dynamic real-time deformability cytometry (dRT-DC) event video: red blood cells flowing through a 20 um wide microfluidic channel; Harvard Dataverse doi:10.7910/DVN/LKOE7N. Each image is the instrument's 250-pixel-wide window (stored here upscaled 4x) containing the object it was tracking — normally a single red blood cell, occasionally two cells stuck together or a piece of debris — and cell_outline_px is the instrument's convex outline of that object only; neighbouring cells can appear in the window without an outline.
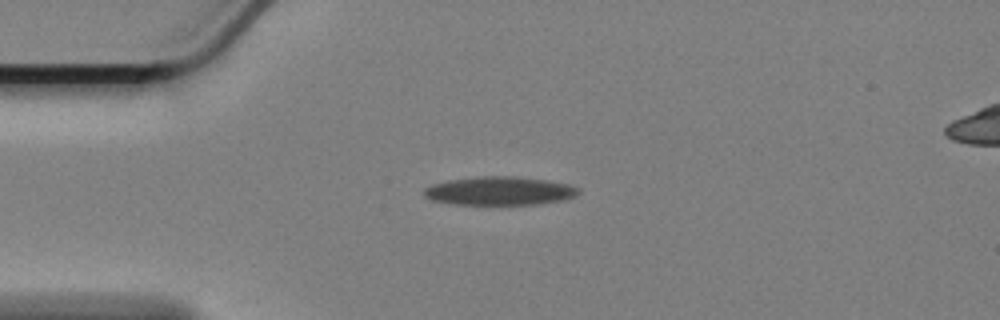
{"species": "Egyptian fruit bat (a non-hibernating species)", "species_latin": "Rousettus aegyptiacus", "temperature_condition": "cold", "stored_images_in_passage": 45, "camera_frame_rate_fps": 3000, "um_per_image_px": 0.085, "animal": {"sex": "female"}, "frame": {"image": 1, "passage_image": 1, "time_ms": 0.0, "image_size_px": [1000, 320], "cell_outline_px": [[580, 192], [576, 196], [568, 200], [536, 204], [456, 204], [432, 200], [424, 196], [424, 188], [432, 184], [452, 180], [484, 176], [512, 176], [544, 180], [568, 184], [580, 188]], "centroid_in_image_um": [42.52, 16.23], "position_along_channel_um": 42.5, "area_um2": 25.49}}
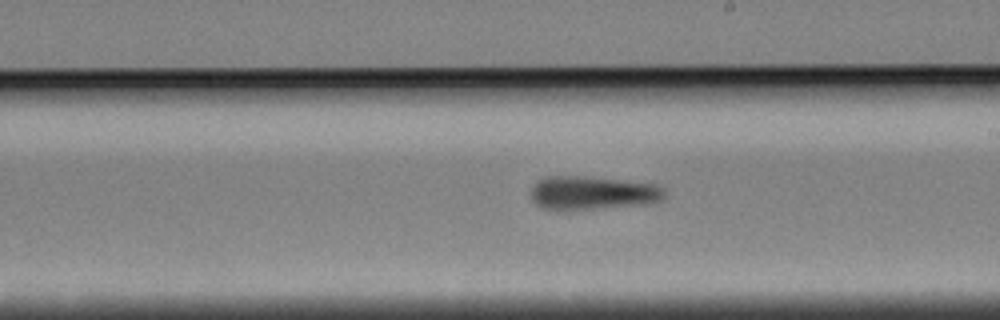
{"frame": {"image": 2, "passage_image": 20, "time_ms": 6.333, "image_size_px": [1000, 320], "cell_outline_px": [[664, 196], [660, 200], [648, 204], [592, 208], [540, 208], [532, 200], [532, 188], [544, 176], [584, 176], [656, 184], [664, 188]], "centroid_in_image_um": [50.39, 16.37], "position_along_channel_um": 238.6, "area_um2": 25.49}}
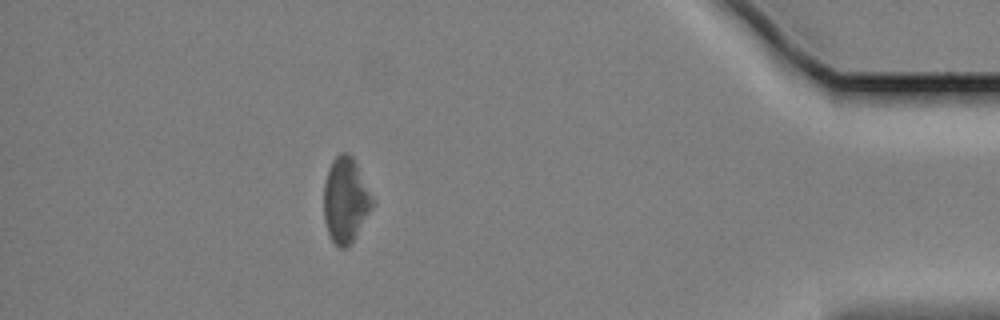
{"frame": {"image": 3, "passage_image": 39, "time_ms": 12.667, "image_size_px": [1000, 320], "cell_outline_px": [[376, 200], [352, 240], [344, 248], [340, 248], [332, 240], [328, 232], [324, 220], [324, 184], [328, 168], [332, 160], [340, 152], [348, 152], [352, 156]], "centroid_in_image_um": [29.37, 16.94], "position_along_channel_um": 405.8, "area_um2": 23.93}, "authors_computed_cell_mechanics": {"area_um2": 25.4898, "velocity_mm_per_s": 3.3949, "shape_relaxation_time_tau1_ms": null, "shape_relaxation_time_tau2_ms": 7.5879, "deformation_change_tau1": null, "deformation_change_tau2": 0.2241}}